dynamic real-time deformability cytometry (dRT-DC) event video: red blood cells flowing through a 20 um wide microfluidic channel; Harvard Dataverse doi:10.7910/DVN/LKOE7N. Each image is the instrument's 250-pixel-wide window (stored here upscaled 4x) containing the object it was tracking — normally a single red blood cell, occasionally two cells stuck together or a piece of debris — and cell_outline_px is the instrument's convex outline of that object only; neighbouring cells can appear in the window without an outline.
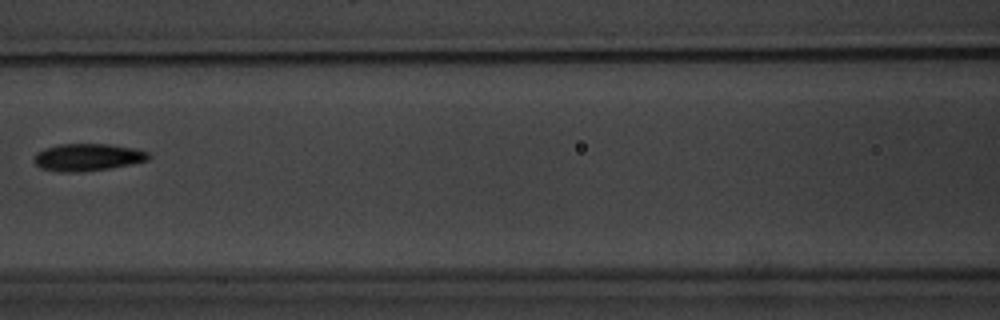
{"species": "common noctule bat (a hibernating species)", "species_latin": "Nyctalus noctula", "temperature_condition": "warm", "stored_images_in_passage": 8, "camera_frame_rate_fps": 3000, "um_per_image_px": 0.085, "animal": {"sex": "male", "body_mass_g": 20.1, "forearm_length_mm": 53.5}, "frame": {"image": 1, "passage_image": 8, "time_ms": 8.333, "image_size_px": [1000, 320], "cell_outline_px": [[152, 156], [148, 160], [132, 164], [84, 172], [60, 172], [40, 168], [32, 160], [36, 152], [44, 148], [56, 144], [108, 144], [136, 148], [148, 152]], "centroid_in_image_um": [7.43, 13.36], "position_along_channel_um": 159.2, "area_um2": 18.5}}